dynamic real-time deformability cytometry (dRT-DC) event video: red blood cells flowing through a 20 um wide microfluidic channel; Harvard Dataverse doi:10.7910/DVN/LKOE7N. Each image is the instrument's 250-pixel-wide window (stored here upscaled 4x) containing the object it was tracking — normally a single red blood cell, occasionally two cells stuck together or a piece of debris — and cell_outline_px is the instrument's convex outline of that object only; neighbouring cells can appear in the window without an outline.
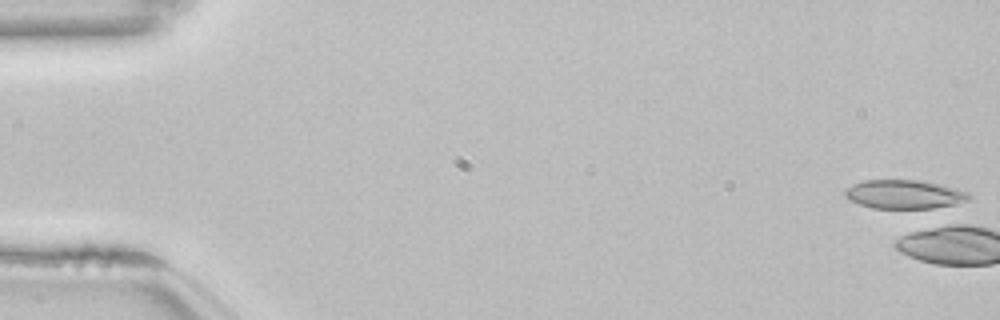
{"species": "common noctule bat (a hibernating species)", "species_latin": "Nyctalus noctula", "temperature_condition": "room temperature", "stored_images_in_passage": 2, "camera_frame_rate_fps": 3000, "um_per_image_px": 0.085, "animal": {"sex": "female", "body_mass_g": 22.7, "forearm_length_mm": 54.2}, "frame": {"image": 1, "passage_image": 1, "time_ms": 0.0, "image_size_px": [1000, 320], "cell_outline_px": [[972, 196], [968, 200], [948, 208], [872, 208], [860, 204], [844, 196], [844, 192], [852, 184], [864, 180], [920, 180], [956, 188], [968, 192]], "centroid_in_image_um": [76.93, 16.53], "position_along_channel_um": 8.1, "area_um2": 20.98}}